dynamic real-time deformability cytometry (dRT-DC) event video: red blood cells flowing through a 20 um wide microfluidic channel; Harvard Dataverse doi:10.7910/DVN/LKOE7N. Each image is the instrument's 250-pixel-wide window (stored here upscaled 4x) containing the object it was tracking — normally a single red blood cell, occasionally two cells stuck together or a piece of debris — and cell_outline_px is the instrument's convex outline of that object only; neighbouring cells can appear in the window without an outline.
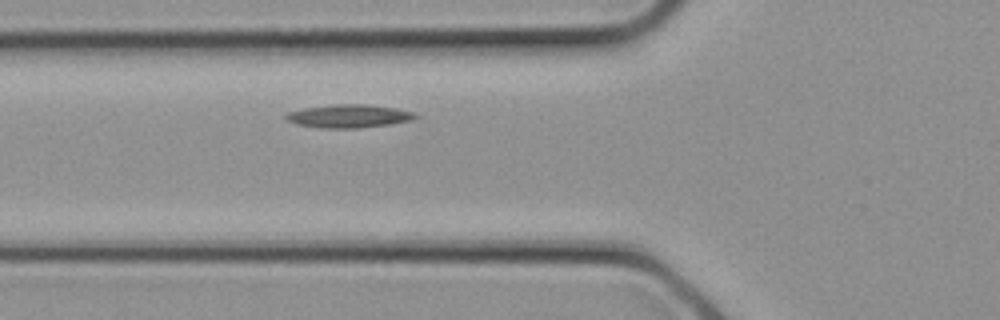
{"species": "common noctule bat (a hibernating species)", "species_latin": "Nyctalus noctula", "temperature_condition": "cold", "stored_images_in_passage": 3, "camera_frame_rate_fps": 3000, "um_per_image_px": 0.085, "animal": {"sex": "female", "body_mass_g": 21.9}, "frame": {"image": 1, "passage_image": 3, "time_ms": 0.667, "image_size_px": [1000, 320], "cell_outline_px": [[416, 116], [412, 120], [392, 124], [356, 128], [320, 128], [296, 124], [284, 120], [284, 116], [288, 112], [304, 108], [332, 104], [368, 104], [396, 108], [412, 112]], "centroid_in_image_um": [29.59, 9.87], "position_along_channel_um": 96.2, "area_um2": 17.57}}